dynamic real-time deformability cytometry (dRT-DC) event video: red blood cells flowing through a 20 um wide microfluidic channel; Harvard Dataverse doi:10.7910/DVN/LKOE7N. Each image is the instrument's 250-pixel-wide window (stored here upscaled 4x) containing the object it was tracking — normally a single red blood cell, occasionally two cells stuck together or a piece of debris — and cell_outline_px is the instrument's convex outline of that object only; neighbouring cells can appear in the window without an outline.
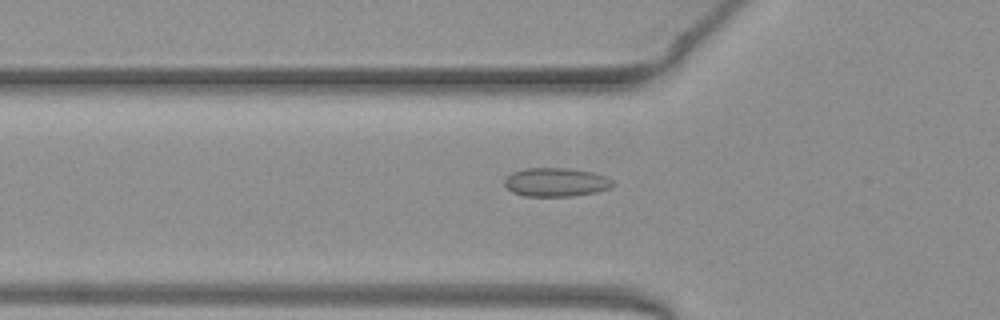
{"species": "common noctule bat (a hibernating species)", "species_latin": "Nyctalus noctula", "temperature_condition": "warm", "stored_images_in_passage": 51, "camera_frame_rate_fps": 3000, "um_per_image_px": 0.085, "animal": {"sex": "female", "body_mass_g": 19.3, "forearm_length_mm": 54.1}, "frame": {"image": 1, "passage_image": 18, "time_ms": 5.667, "image_size_px": [1000, 320], "cell_outline_px": [[616, 184], [612, 188], [596, 192], [572, 196], [524, 196], [512, 192], [504, 184], [504, 180], [512, 172], [524, 168], [568, 168], [592, 172], [608, 176]], "centroid_in_image_um": [47.3, 15.48], "position_along_channel_um": 78.5, "area_um2": 18.32}}
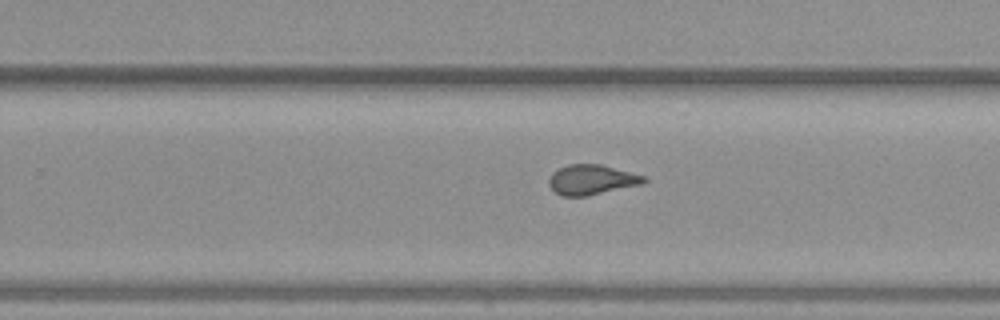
{"frame": {"image": 2, "passage_image": 33, "time_ms": 10.667, "image_size_px": [1000, 320], "cell_outline_px": [[648, 180], [640, 184], [588, 196], [564, 196], [556, 192], [548, 184], [548, 180], [552, 172], [568, 164], [600, 164], [644, 176]], "centroid_in_image_um": [50.26, 15.27], "position_along_channel_um": 279.5, "area_um2": 16.36}}
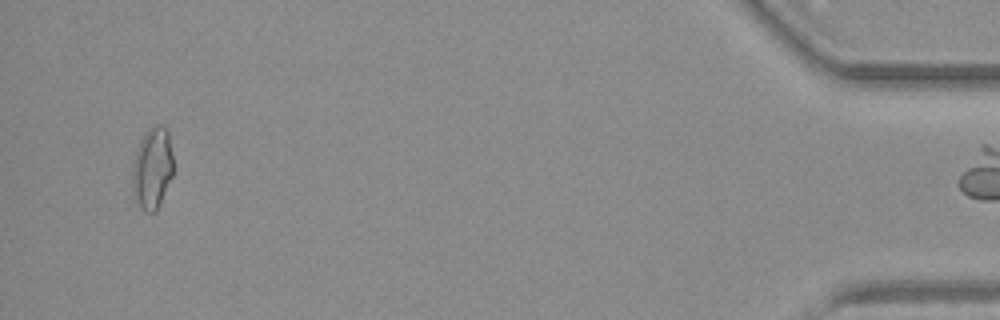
{"frame": {"image": 3, "passage_image": 50, "time_ms": 16.333, "image_size_px": [1000, 320], "cell_outline_px": [[172, 176], [160, 204], [156, 212], [144, 212], [140, 208], [136, 200], [132, 184], [132, 164], [140, 140], [144, 132], [148, 128], [156, 124], [164, 124], [168, 128], [172, 156]], "centroid_in_image_um": [12.94, 14.26], "position_along_channel_um": 422.3, "area_um2": 19.71}, "authors_computed_cell_mechanics": {"area_um2": 17.1088, "velocity_mm_per_s": 4.0082, "shape_relaxation_time_tau1_ms": null, "shape_relaxation_time_tau2_ms": 0.9345, "deformation_change_tau1": null, "deformation_change_tau2": 0.0531}}